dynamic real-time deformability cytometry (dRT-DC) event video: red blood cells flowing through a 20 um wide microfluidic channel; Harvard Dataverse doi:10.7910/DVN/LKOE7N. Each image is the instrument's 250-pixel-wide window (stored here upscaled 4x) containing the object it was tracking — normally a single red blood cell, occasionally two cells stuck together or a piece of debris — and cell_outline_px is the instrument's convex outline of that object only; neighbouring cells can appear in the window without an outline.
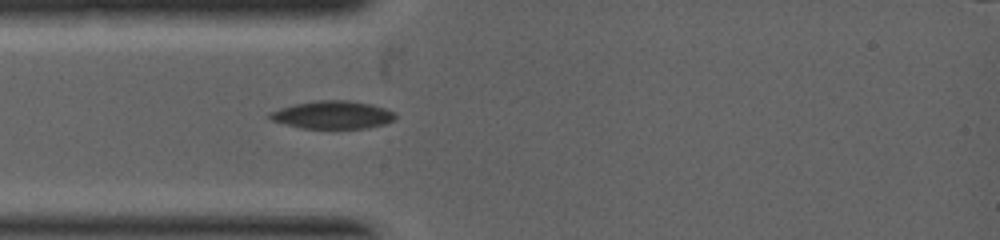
{"species": "common noctule bat (a hibernating species)", "species_latin": "Nyctalus noctula", "temperature_condition": "warm", "stored_images_in_passage": 27, "segment_of_instrument_passage": [1, 2], "camera_frame_rate_fps": 5000, "um_per_image_px": 0.085, "animal": {"sex": "female", "body_mass_g": 19.0, "forearm_length_mm": 53.3}, "frame": {"image": 1, "passage_image": 4, "time_ms": 1.0, "image_size_px": [1000, 240], "cell_outline_px": [[396, 120], [384, 124], [368, 128], [300, 128], [272, 120], [268, 116], [268, 112], [280, 108], [296, 104], [316, 100], [348, 100], [372, 104], [396, 112]], "centroid_in_image_um": [28.31, 9.76], "position_along_channel_um": 56.7, "area_um2": 20.46}}
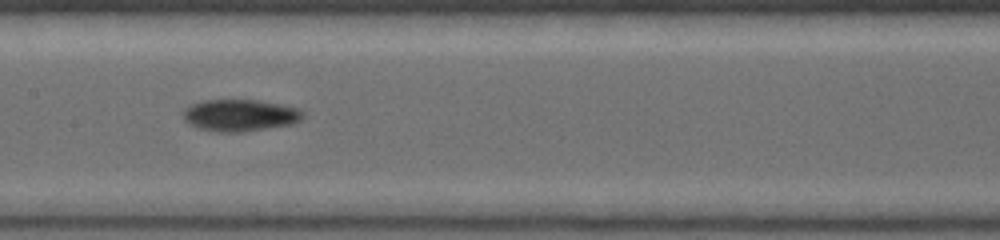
{"frame": {"image": 2, "passage_image": 10, "time_ms": 2.8, "image_size_px": [1000, 240], "cell_outline_px": [[304, 116], [300, 120], [292, 124], [240, 132], [220, 132], [200, 128], [184, 120], [184, 108], [188, 104], [204, 100], [256, 100], [280, 104], [300, 108], [304, 112]], "centroid_in_image_um": [20.41, 9.78], "position_along_channel_um": 187.0, "area_um2": 22.14}}
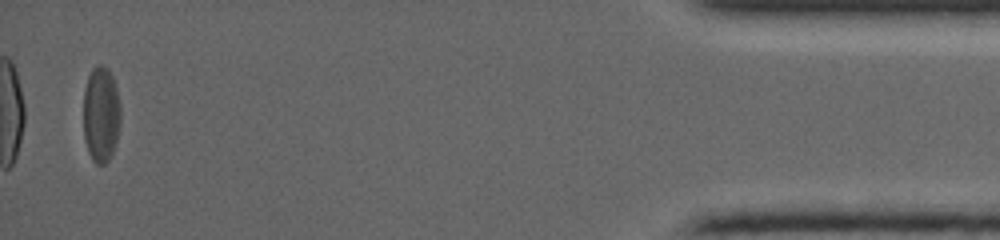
{"frame": {"image": 3, "passage_image": 25, "time_ms": 7.4, "image_size_px": [1000, 240], "cell_outline_px": [[120, 124], [116, 140], [112, 152], [108, 160], [104, 164], [96, 164], [92, 160], [88, 152], [84, 140], [84, 88], [88, 76], [92, 68], [96, 64], [104, 64], [108, 68], [112, 76], [116, 88], [120, 104]], "centroid_in_image_um": [8.57, 9.69], "position_along_channel_um": 426.6, "area_um2": 20.92}}